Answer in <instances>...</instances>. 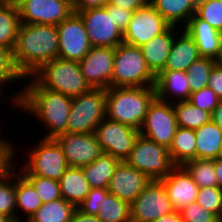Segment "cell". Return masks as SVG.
Wrapping results in <instances>:
<instances>
[{
	"instance_id": "obj_1",
	"label": "cell",
	"mask_w": 222,
	"mask_h": 222,
	"mask_svg": "<svg viewBox=\"0 0 222 222\" xmlns=\"http://www.w3.org/2000/svg\"><path fill=\"white\" fill-rule=\"evenodd\" d=\"M30 81H29V80ZM19 92L11 93L9 100L16 109L26 112L32 117L39 119L46 127V134L41 137L55 139L57 136L66 133L69 113L72 105V97L60 92L39 87L30 77ZM21 109V110H20Z\"/></svg>"
},
{
	"instance_id": "obj_2",
	"label": "cell",
	"mask_w": 222,
	"mask_h": 222,
	"mask_svg": "<svg viewBox=\"0 0 222 222\" xmlns=\"http://www.w3.org/2000/svg\"><path fill=\"white\" fill-rule=\"evenodd\" d=\"M58 51L59 37L55 25L20 24L12 57L24 78L41 65L58 58Z\"/></svg>"
},
{
	"instance_id": "obj_3",
	"label": "cell",
	"mask_w": 222,
	"mask_h": 222,
	"mask_svg": "<svg viewBox=\"0 0 222 222\" xmlns=\"http://www.w3.org/2000/svg\"><path fill=\"white\" fill-rule=\"evenodd\" d=\"M156 97L155 87H109L106 117L139 130Z\"/></svg>"
},
{
	"instance_id": "obj_4",
	"label": "cell",
	"mask_w": 222,
	"mask_h": 222,
	"mask_svg": "<svg viewBox=\"0 0 222 222\" xmlns=\"http://www.w3.org/2000/svg\"><path fill=\"white\" fill-rule=\"evenodd\" d=\"M39 87L75 97L91 87L82 75L79 62L55 58L29 76Z\"/></svg>"
},
{
	"instance_id": "obj_5",
	"label": "cell",
	"mask_w": 222,
	"mask_h": 222,
	"mask_svg": "<svg viewBox=\"0 0 222 222\" xmlns=\"http://www.w3.org/2000/svg\"><path fill=\"white\" fill-rule=\"evenodd\" d=\"M140 47L122 42L115 47L112 87H155Z\"/></svg>"
},
{
	"instance_id": "obj_6",
	"label": "cell",
	"mask_w": 222,
	"mask_h": 222,
	"mask_svg": "<svg viewBox=\"0 0 222 222\" xmlns=\"http://www.w3.org/2000/svg\"><path fill=\"white\" fill-rule=\"evenodd\" d=\"M27 153L21 167L15 165L23 176H40L59 181L68 168L63 150L55 139L40 138Z\"/></svg>"
},
{
	"instance_id": "obj_7",
	"label": "cell",
	"mask_w": 222,
	"mask_h": 222,
	"mask_svg": "<svg viewBox=\"0 0 222 222\" xmlns=\"http://www.w3.org/2000/svg\"><path fill=\"white\" fill-rule=\"evenodd\" d=\"M105 117L106 89L91 88L86 93L72 97L66 132L94 133Z\"/></svg>"
},
{
	"instance_id": "obj_8",
	"label": "cell",
	"mask_w": 222,
	"mask_h": 222,
	"mask_svg": "<svg viewBox=\"0 0 222 222\" xmlns=\"http://www.w3.org/2000/svg\"><path fill=\"white\" fill-rule=\"evenodd\" d=\"M125 162L143 172L151 180L167 177L176 166L169 154V149L139 135Z\"/></svg>"
},
{
	"instance_id": "obj_9",
	"label": "cell",
	"mask_w": 222,
	"mask_h": 222,
	"mask_svg": "<svg viewBox=\"0 0 222 222\" xmlns=\"http://www.w3.org/2000/svg\"><path fill=\"white\" fill-rule=\"evenodd\" d=\"M177 128L173 104L156 97L149 106L139 132L146 139L169 149Z\"/></svg>"
},
{
	"instance_id": "obj_10",
	"label": "cell",
	"mask_w": 222,
	"mask_h": 222,
	"mask_svg": "<svg viewBox=\"0 0 222 222\" xmlns=\"http://www.w3.org/2000/svg\"><path fill=\"white\" fill-rule=\"evenodd\" d=\"M94 135L104 153L112 155L119 161H125L129 157L140 132L128 125L105 117L95 128Z\"/></svg>"
},
{
	"instance_id": "obj_11",
	"label": "cell",
	"mask_w": 222,
	"mask_h": 222,
	"mask_svg": "<svg viewBox=\"0 0 222 222\" xmlns=\"http://www.w3.org/2000/svg\"><path fill=\"white\" fill-rule=\"evenodd\" d=\"M131 222H152L174 211L165 186L160 180H151L130 204Z\"/></svg>"
},
{
	"instance_id": "obj_12",
	"label": "cell",
	"mask_w": 222,
	"mask_h": 222,
	"mask_svg": "<svg viewBox=\"0 0 222 222\" xmlns=\"http://www.w3.org/2000/svg\"><path fill=\"white\" fill-rule=\"evenodd\" d=\"M56 27L59 37L58 58L77 62L82 60L92 46L80 15L73 12Z\"/></svg>"
},
{
	"instance_id": "obj_13",
	"label": "cell",
	"mask_w": 222,
	"mask_h": 222,
	"mask_svg": "<svg viewBox=\"0 0 222 222\" xmlns=\"http://www.w3.org/2000/svg\"><path fill=\"white\" fill-rule=\"evenodd\" d=\"M170 26L149 3L133 12L129 25L123 32V42L141 47L152 38L164 33Z\"/></svg>"
},
{
	"instance_id": "obj_14",
	"label": "cell",
	"mask_w": 222,
	"mask_h": 222,
	"mask_svg": "<svg viewBox=\"0 0 222 222\" xmlns=\"http://www.w3.org/2000/svg\"><path fill=\"white\" fill-rule=\"evenodd\" d=\"M82 18L92 47H117L123 42V32L114 25L112 13L105 8L73 11Z\"/></svg>"
},
{
	"instance_id": "obj_15",
	"label": "cell",
	"mask_w": 222,
	"mask_h": 222,
	"mask_svg": "<svg viewBox=\"0 0 222 222\" xmlns=\"http://www.w3.org/2000/svg\"><path fill=\"white\" fill-rule=\"evenodd\" d=\"M17 8L21 24L57 26L73 13L71 0H22Z\"/></svg>"
},
{
	"instance_id": "obj_16",
	"label": "cell",
	"mask_w": 222,
	"mask_h": 222,
	"mask_svg": "<svg viewBox=\"0 0 222 222\" xmlns=\"http://www.w3.org/2000/svg\"><path fill=\"white\" fill-rule=\"evenodd\" d=\"M63 150L68 167L82 168L104 152L94 133H64L55 138Z\"/></svg>"
},
{
	"instance_id": "obj_17",
	"label": "cell",
	"mask_w": 222,
	"mask_h": 222,
	"mask_svg": "<svg viewBox=\"0 0 222 222\" xmlns=\"http://www.w3.org/2000/svg\"><path fill=\"white\" fill-rule=\"evenodd\" d=\"M114 55L113 47H91L79 61L82 75L91 88L112 87Z\"/></svg>"
},
{
	"instance_id": "obj_18",
	"label": "cell",
	"mask_w": 222,
	"mask_h": 222,
	"mask_svg": "<svg viewBox=\"0 0 222 222\" xmlns=\"http://www.w3.org/2000/svg\"><path fill=\"white\" fill-rule=\"evenodd\" d=\"M150 181L151 179L143 172L129 166L125 161H121L109 182L108 191L122 201L131 204Z\"/></svg>"
},
{
	"instance_id": "obj_19",
	"label": "cell",
	"mask_w": 222,
	"mask_h": 222,
	"mask_svg": "<svg viewBox=\"0 0 222 222\" xmlns=\"http://www.w3.org/2000/svg\"><path fill=\"white\" fill-rule=\"evenodd\" d=\"M167 191L171 206L180 211L196 202L199 186L183 165H176L167 177L160 180Z\"/></svg>"
},
{
	"instance_id": "obj_20",
	"label": "cell",
	"mask_w": 222,
	"mask_h": 222,
	"mask_svg": "<svg viewBox=\"0 0 222 222\" xmlns=\"http://www.w3.org/2000/svg\"><path fill=\"white\" fill-rule=\"evenodd\" d=\"M195 41L201 57L215 59L222 44V33L194 14L182 27Z\"/></svg>"
},
{
	"instance_id": "obj_21",
	"label": "cell",
	"mask_w": 222,
	"mask_h": 222,
	"mask_svg": "<svg viewBox=\"0 0 222 222\" xmlns=\"http://www.w3.org/2000/svg\"><path fill=\"white\" fill-rule=\"evenodd\" d=\"M156 96L171 104L188 101L191 95L187 73L184 71H161L156 76Z\"/></svg>"
},
{
	"instance_id": "obj_22",
	"label": "cell",
	"mask_w": 222,
	"mask_h": 222,
	"mask_svg": "<svg viewBox=\"0 0 222 222\" xmlns=\"http://www.w3.org/2000/svg\"><path fill=\"white\" fill-rule=\"evenodd\" d=\"M181 29L170 26L164 33L157 35L140 47L148 68L155 76L165 68L174 38Z\"/></svg>"
},
{
	"instance_id": "obj_23",
	"label": "cell",
	"mask_w": 222,
	"mask_h": 222,
	"mask_svg": "<svg viewBox=\"0 0 222 222\" xmlns=\"http://www.w3.org/2000/svg\"><path fill=\"white\" fill-rule=\"evenodd\" d=\"M201 56L194 39L183 29L175 36L168 55L165 68L162 71H184Z\"/></svg>"
},
{
	"instance_id": "obj_24",
	"label": "cell",
	"mask_w": 222,
	"mask_h": 222,
	"mask_svg": "<svg viewBox=\"0 0 222 222\" xmlns=\"http://www.w3.org/2000/svg\"><path fill=\"white\" fill-rule=\"evenodd\" d=\"M59 184L61 197L76 207L84 201L90 191L84 172L78 167H68L60 177Z\"/></svg>"
},
{
	"instance_id": "obj_25",
	"label": "cell",
	"mask_w": 222,
	"mask_h": 222,
	"mask_svg": "<svg viewBox=\"0 0 222 222\" xmlns=\"http://www.w3.org/2000/svg\"><path fill=\"white\" fill-rule=\"evenodd\" d=\"M196 159L214 160L222 147V129L210 121L195 129Z\"/></svg>"
},
{
	"instance_id": "obj_26",
	"label": "cell",
	"mask_w": 222,
	"mask_h": 222,
	"mask_svg": "<svg viewBox=\"0 0 222 222\" xmlns=\"http://www.w3.org/2000/svg\"><path fill=\"white\" fill-rule=\"evenodd\" d=\"M150 4L171 25L182 28L196 13V4L192 0H150Z\"/></svg>"
},
{
	"instance_id": "obj_27",
	"label": "cell",
	"mask_w": 222,
	"mask_h": 222,
	"mask_svg": "<svg viewBox=\"0 0 222 222\" xmlns=\"http://www.w3.org/2000/svg\"><path fill=\"white\" fill-rule=\"evenodd\" d=\"M120 162L112 155L103 153L91 164L82 167L90 188H108L109 182Z\"/></svg>"
},
{
	"instance_id": "obj_28",
	"label": "cell",
	"mask_w": 222,
	"mask_h": 222,
	"mask_svg": "<svg viewBox=\"0 0 222 222\" xmlns=\"http://www.w3.org/2000/svg\"><path fill=\"white\" fill-rule=\"evenodd\" d=\"M15 193H16V219L28 220L36 210L42 205V202L36 193L33 185L15 168ZM18 210V211H17ZM22 212V216L20 213ZM21 217V218H20Z\"/></svg>"
},
{
	"instance_id": "obj_29",
	"label": "cell",
	"mask_w": 222,
	"mask_h": 222,
	"mask_svg": "<svg viewBox=\"0 0 222 222\" xmlns=\"http://www.w3.org/2000/svg\"><path fill=\"white\" fill-rule=\"evenodd\" d=\"M21 21L17 5L11 1L0 2V45L13 51Z\"/></svg>"
},
{
	"instance_id": "obj_30",
	"label": "cell",
	"mask_w": 222,
	"mask_h": 222,
	"mask_svg": "<svg viewBox=\"0 0 222 222\" xmlns=\"http://www.w3.org/2000/svg\"><path fill=\"white\" fill-rule=\"evenodd\" d=\"M195 138V130L177 128L169 147V154L175 165H184L187 161L196 159Z\"/></svg>"
},
{
	"instance_id": "obj_31",
	"label": "cell",
	"mask_w": 222,
	"mask_h": 222,
	"mask_svg": "<svg viewBox=\"0 0 222 222\" xmlns=\"http://www.w3.org/2000/svg\"><path fill=\"white\" fill-rule=\"evenodd\" d=\"M77 207L60 198L42 204L27 222H70Z\"/></svg>"
},
{
	"instance_id": "obj_32",
	"label": "cell",
	"mask_w": 222,
	"mask_h": 222,
	"mask_svg": "<svg viewBox=\"0 0 222 222\" xmlns=\"http://www.w3.org/2000/svg\"><path fill=\"white\" fill-rule=\"evenodd\" d=\"M178 127L197 129L211 121V113L192 105L189 101L173 103Z\"/></svg>"
},
{
	"instance_id": "obj_33",
	"label": "cell",
	"mask_w": 222,
	"mask_h": 222,
	"mask_svg": "<svg viewBox=\"0 0 222 222\" xmlns=\"http://www.w3.org/2000/svg\"><path fill=\"white\" fill-rule=\"evenodd\" d=\"M97 216L102 222H131L130 204L108 193L99 204Z\"/></svg>"
},
{
	"instance_id": "obj_34",
	"label": "cell",
	"mask_w": 222,
	"mask_h": 222,
	"mask_svg": "<svg viewBox=\"0 0 222 222\" xmlns=\"http://www.w3.org/2000/svg\"><path fill=\"white\" fill-rule=\"evenodd\" d=\"M192 176L194 182L203 187H217V178L213 160L192 159L183 165Z\"/></svg>"
},
{
	"instance_id": "obj_35",
	"label": "cell",
	"mask_w": 222,
	"mask_h": 222,
	"mask_svg": "<svg viewBox=\"0 0 222 222\" xmlns=\"http://www.w3.org/2000/svg\"><path fill=\"white\" fill-rule=\"evenodd\" d=\"M215 64V59L200 57L187 68L191 93L208 86L209 76Z\"/></svg>"
},
{
	"instance_id": "obj_36",
	"label": "cell",
	"mask_w": 222,
	"mask_h": 222,
	"mask_svg": "<svg viewBox=\"0 0 222 222\" xmlns=\"http://www.w3.org/2000/svg\"><path fill=\"white\" fill-rule=\"evenodd\" d=\"M0 213L16 219L15 169L0 180Z\"/></svg>"
},
{
	"instance_id": "obj_37",
	"label": "cell",
	"mask_w": 222,
	"mask_h": 222,
	"mask_svg": "<svg viewBox=\"0 0 222 222\" xmlns=\"http://www.w3.org/2000/svg\"><path fill=\"white\" fill-rule=\"evenodd\" d=\"M24 177L33 185L42 204L62 198L59 181L40 176Z\"/></svg>"
},
{
	"instance_id": "obj_38",
	"label": "cell",
	"mask_w": 222,
	"mask_h": 222,
	"mask_svg": "<svg viewBox=\"0 0 222 222\" xmlns=\"http://www.w3.org/2000/svg\"><path fill=\"white\" fill-rule=\"evenodd\" d=\"M201 20L206 21L214 29L222 33V1L206 0L196 6L195 13Z\"/></svg>"
},
{
	"instance_id": "obj_39",
	"label": "cell",
	"mask_w": 222,
	"mask_h": 222,
	"mask_svg": "<svg viewBox=\"0 0 222 222\" xmlns=\"http://www.w3.org/2000/svg\"><path fill=\"white\" fill-rule=\"evenodd\" d=\"M196 202L218 218L222 212V190L217 187L199 188Z\"/></svg>"
},
{
	"instance_id": "obj_40",
	"label": "cell",
	"mask_w": 222,
	"mask_h": 222,
	"mask_svg": "<svg viewBox=\"0 0 222 222\" xmlns=\"http://www.w3.org/2000/svg\"><path fill=\"white\" fill-rule=\"evenodd\" d=\"M12 140L0 137V180L10 174L16 167V156L18 152ZM14 160V161H13Z\"/></svg>"
},
{
	"instance_id": "obj_41",
	"label": "cell",
	"mask_w": 222,
	"mask_h": 222,
	"mask_svg": "<svg viewBox=\"0 0 222 222\" xmlns=\"http://www.w3.org/2000/svg\"><path fill=\"white\" fill-rule=\"evenodd\" d=\"M0 79L5 80L8 84H11V82L15 84L21 80L24 81V77L18 72V70L14 65L12 51L1 45H0Z\"/></svg>"
},
{
	"instance_id": "obj_42",
	"label": "cell",
	"mask_w": 222,
	"mask_h": 222,
	"mask_svg": "<svg viewBox=\"0 0 222 222\" xmlns=\"http://www.w3.org/2000/svg\"><path fill=\"white\" fill-rule=\"evenodd\" d=\"M219 98L210 87H204L201 90L192 92L189 102L204 111L212 113L219 103Z\"/></svg>"
},
{
	"instance_id": "obj_43",
	"label": "cell",
	"mask_w": 222,
	"mask_h": 222,
	"mask_svg": "<svg viewBox=\"0 0 222 222\" xmlns=\"http://www.w3.org/2000/svg\"><path fill=\"white\" fill-rule=\"evenodd\" d=\"M184 222H219V218L203 209L197 202H193L180 210Z\"/></svg>"
},
{
	"instance_id": "obj_44",
	"label": "cell",
	"mask_w": 222,
	"mask_h": 222,
	"mask_svg": "<svg viewBox=\"0 0 222 222\" xmlns=\"http://www.w3.org/2000/svg\"><path fill=\"white\" fill-rule=\"evenodd\" d=\"M109 193L108 188H90L84 201L77 206V209L87 215H98L99 204Z\"/></svg>"
},
{
	"instance_id": "obj_45",
	"label": "cell",
	"mask_w": 222,
	"mask_h": 222,
	"mask_svg": "<svg viewBox=\"0 0 222 222\" xmlns=\"http://www.w3.org/2000/svg\"><path fill=\"white\" fill-rule=\"evenodd\" d=\"M108 13H112V19L114 20V25H117V27L124 32L131 20L133 11L124 10L123 8L109 5L108 3L104 7Z\"/></svg>"
},
{
	"instance_id": "obj_46",
	"label": "cell",
	"mask_w": 222,
	"mask_h": 222,
	"mask_svg": "<svg viewBox=\"0 0 222 222\" xmlns=\"http://www.w3.org/2000/svg\"><path fill=\"white\" fill-rule=\"evenodd\" d=\"M208 87H210L219 99L222 98V67L217 64L211 70Z\"/></svg>"
},
{
	"instance_id": "obj_47",
	"label": "cell",
	"mask_w": 222,
	"mask_h": 222,
	"mask_svg": "<svg viewBox=\"0 0 222 222\" xmlns=\"http://www.w3.org/2000/svg\"><path fill=\"white\" fill-rule=\"evenodd\" d=\"M107 3L108 0H71L73 11L104 8Z\"/></svg>"
},
{
	"instance_id": "obj_48",
	"label": "cell",
	"mask_w": 222,
	"mask_h": 222,
	"mask_svg": "<svg viewBox=\"0 0 222 222\" xmlns=\"http://www.w3.org/2000/svg\"><path fill=\"white\" fill-rule=\"evenodd\" d=\"M150 3V0H108L109 5L123 8L124 10L136 11Z\"/></svg>"
},
{
	"instance_id": "obj_49",
	"label": "cell",
	"mask_w": 222,
	"mask_h": 222,
	"mask_svg": "<svg viewBox=\"0 0 222 222\" xmlns=\"http://www.w3.org/2000/svg\"><path fill=\"white\" fill-rule=\"evenodd\" d=\"M70 222H102L96 215H87L76 209Z\"/></svg>"
},
{
	"instance_id": "obj_50",
	"label": "cell",
	"mask_w": 222,
	"mask_h": 222,
	"mask_svg": "<svg viewBox=\"0 0 222 222\" xmlns=\"http://www.w3.org/2000/svg\"><path fill=\"white\" fill-rule=\"evenodd\" d=\"M152 222H184V221L182 220L180 211L174 210L164 216L159 217L158 219Z\"/></svg>"
},
{
	"instance_id": "obj_51",
	"label": "cell",
	"mask_w": 222,
	"mask_h": 222,
	"mask_svg": "<svg viewBox=\"0 0 222 222\" xmlns=\"http://www.w3.org/2000/svg\"><path fill=\"white\" fill-rule=\"evenodd\" d=\"M211 121L222 129V98L219 100L218 105L211 113Z\"/></svg>"
},
{
	"instance_id": "obj_52",
	"label": "cell",
	"mask_w": 222,
	"mask_h": 222,
	"mask_svg": "<svg viewBox=\"0 0 222 222\" xmlns=\"http://www.w3.org/2000/svg\"><path fill=\"white\" fill-rule=\"evenodd\" d=\"M213 161L215 166V174L217 178V186L222 190V159L218 157Z\"/></svg>"
},
{
	"instance_id": "obj_53",
	"label": "cell",
	"mask_w": 222,
	"mask_h": 222,
	"mask_svg": "<svg viewBox=\"0 0 222 222\" xmlns=\"http://www.w3.org/2000/svg\"><path fill=\"white\" fill-rule=\"evenodd\" d=\"M215 63L218 66L222 67V44H221V48L219 50V53H218L217 57L215 58Z\"/></svg>"
},
{
	"instance_id": "obj_54",
	"label": "cell",
	"mask_w": 222,
	"mask_h": 222,
	"mask_svg": "<svg viewBox=\"0 0 222 222\" xmlns=\"http://www.w3.org/2000/svg\"><path fill=\"white\" fill-rule=\"evenodd\" d=\"M5 85H9L5 80H2V79H0V97H2L3 96V94L5 95V93L4 92H2V91H4V89H3V87L5 88ZM2 94V95H1ZM1 99V98H0ZM1 101V100H0Z\"/></svg>"
},
{
	"instance_id": "obj_55",
	"label": "cell",
	"mask_w": 222,
	"mask_h": 222,
	"mask_svg": "<svg viewBox=\"0 0 222 222\" xmlns=\"http://www.w3.org/2000/svg\"><path fill=\"white\" fill-rule=\"evenodd\" d=\"M11 219L0 213V222H9Z\"/></svg>"
},
{
	"instance_id": "obj_56",
	"label": "cell",
	"mask_w": 222,
	"mask_h": 222,
	"mask_svg": "<svg viewBox=\"0 0 222 222\" xmlns=\"http://www.w3.org/2000/svg\"><path fill=\"white\" fill-rule=\"evenodd\" d=\"M23 221L26 222V220H24L23 218L22 219H13V220H10L9 222H23Z\"/></svg>"
},
{
	"instance_id": "obj_57",
	"label": "cell",
	"mask_w": 222,
	"mask_h": 222,
	"mask_svg": "<svg viewBox=\"0 0 222 222\" xmlns=\"http://www.w3.org/2000/svg\"><path fill=\"white\" fill-rule=\"evenodd\" d=\"M196 5L205 2L206 0H192Z\"/></svg>"
},
{
	"instance_id": "obj_58",
	"label": "cell",
	"mask_w": 222,
	"mask_h": 222,
	"mask_svg": "<svg viewBox=\"0 0 222 222\" xmlns=\"http://www.w3.org/2000/svg\"><path fill=\"white\" fill-rule=\"evenodd\" d=\"M12 3L18 5L22 0H10Z\"/></svg>"
},
{
	"instance_id": "obj_59",
	"label": "cell",
	"mask_w": 222,
	"mask_h": 222,
	"mask_svg": "<svg viewBox=\"0 0 222 222\" xmlns=\"http://www.w3.org/2000/svg\"><path fill=\"white\" fill-rule=\"evenodd\" d=\"M218 157L222 159V147H221L220 154Z\"/></svg>"
},
{
	"instance_id": "obj_60",
	"label": "cell",
	"mask_w": 222,
	"mask_h": 222,
	"mask_svg": "<svg viewBox=\"0 0 222 222\" xmlns=\"http://www.w3.org/2000/svg\"><path fill=\"white\" fill-rule=\"evenodd\" d=\"M219 222H222V212L221 215L219 216Z\"/></svg>"
}]
</instances>
